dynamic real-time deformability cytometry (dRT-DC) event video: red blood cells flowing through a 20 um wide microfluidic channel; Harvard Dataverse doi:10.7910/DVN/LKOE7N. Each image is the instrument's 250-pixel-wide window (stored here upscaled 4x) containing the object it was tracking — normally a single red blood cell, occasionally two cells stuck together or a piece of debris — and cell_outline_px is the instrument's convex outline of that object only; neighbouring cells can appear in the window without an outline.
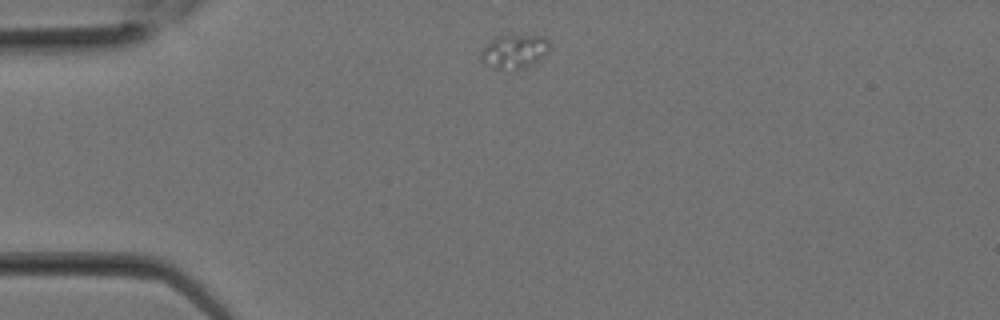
{"species": "Egyptian fruit bat (a non-hibernating species)", "species_latin": "Rousettus aegyptiacus", "temperature_condition": "room temperature", "stored_images_in_passage": 10, "camera_frame_rate_fps": 3000, "um_per_image_px": 0.085, "animal": {"sex": "female"}, "frame": {"image": 1, "passage_image": 1, "time_ms": 0.0, "image_size_px": [1000, 320], "cell_outline_px": [[548, 52], [544, 56], [532, 64], [524, 68], [496, 68], [484, 64], [480, 60], [480, 52], [484, 44], [488, 40], [500, 36], [544, 36], [548, 40]], "centroid_in_image_um": [43.66, 4.36], "position_along_channel_um": 41.3, "area_um2": 13.41}}